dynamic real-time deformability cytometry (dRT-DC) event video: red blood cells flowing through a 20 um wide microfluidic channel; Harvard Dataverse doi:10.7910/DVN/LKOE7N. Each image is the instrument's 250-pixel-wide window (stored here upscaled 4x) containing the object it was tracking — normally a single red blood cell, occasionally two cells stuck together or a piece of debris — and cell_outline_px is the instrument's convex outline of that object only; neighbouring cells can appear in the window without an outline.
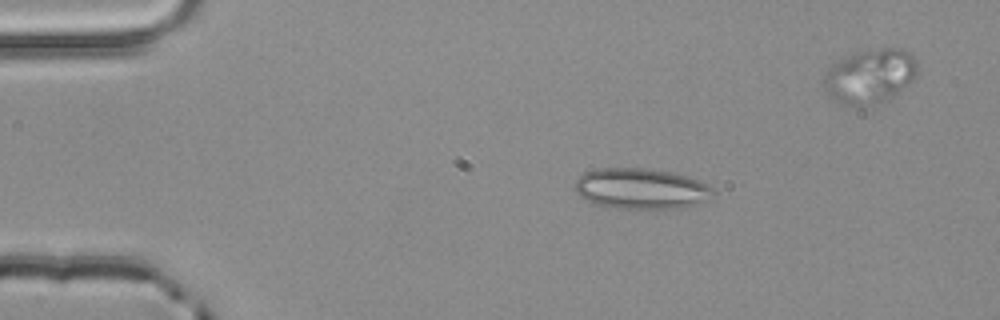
{"species": "common noctule bat (a hibernating species)", "species_latin": "Nyctalus noctula", "temperature_condition": "room temperature", "stored_images_in_passage": 3, "camera_frame_rate_fps": 3000, "um_per_image_px": 0.085, "animal": {"sex": "male", "body_mass_g": 20.4}, "frame": {"image": 1, "passage_image": 2, "time_ms": 0.333, "image_size_px": [1000, 320], "cell_outline_px": [[716, 192], [696, 204], [688, 208], [616, 208], [596, 204], [584, 200], [572, 188], [576, 180], [584, 172], [596, 168], [648, 168], [676, 172], [688, 176], [708, 184], [716, 188]], "centroid_in_image_um": [54.48, 16.02], "position_along_channel_um": 30.5, "area_um2": 33.23}}
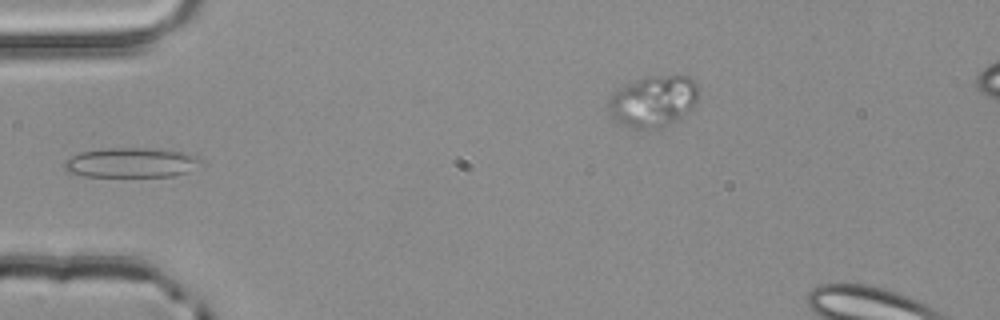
{"frame": {"image": 2, "passage_image": 3, "time_ms": 0.667, "image_size_px": [1000, 320], "cell_outline_px": [[204, 160], [188, 172], [172, 176], [84, 176], [68, 172], [64, 168], [64, 164], [72, 156], [80, 152], [104, 148], [144, 148], [180, 152], [196, 156]], "centroid_in_image_um": [11.13, 13.83], "position_along_channel_um": 73.9, "area_um2": 23.35}}